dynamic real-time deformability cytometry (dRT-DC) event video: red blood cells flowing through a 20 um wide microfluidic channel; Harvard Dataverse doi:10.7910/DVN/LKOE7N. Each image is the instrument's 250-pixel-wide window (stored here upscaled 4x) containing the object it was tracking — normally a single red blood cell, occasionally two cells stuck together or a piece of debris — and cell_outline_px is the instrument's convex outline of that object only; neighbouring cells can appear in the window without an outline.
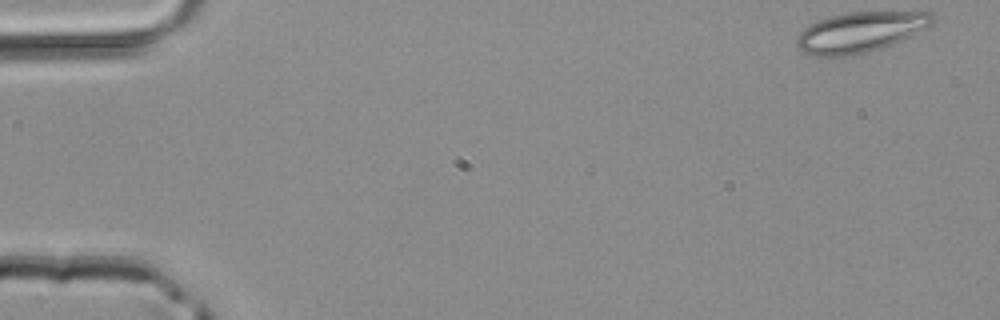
{"species": "common noctule bat (a hibernating species)", "species_latin": "Nyctalus noctula", "temperature_condition": "room temperature", "stored_images_in_passage": 45, "camera_frame_rate_fps": 3000, "um_per_image_px": 0.085, "animal": {"sex": "male", "body_mass_g": 20.4}, "frame": {"image": 1, "passage_image": 1, "time_ms": 0.0, "image_size_px": [1000, 320], "cell_outline_px": [[936, 24], [904, 40], [884, 48], [848, 56], [816, 56], [800, 52], [796, 44], [796, 36], [808, 24], [816, 20], [848, 12], [932, 12], [936, 16]], "centroid_in_image_um": [73.16, 2.73], "position_along_channel_um": 11.8, "area_um2": 32.6}}
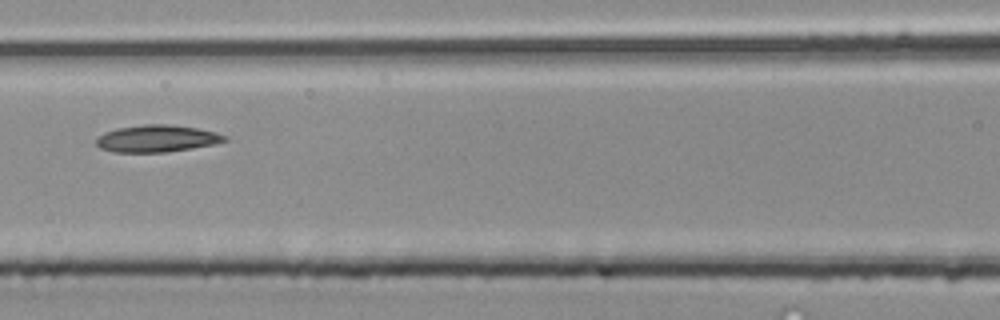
{"frame": {"image": 2, "passage_image": 20, "time_ms": 6.333, "image_size_px": [1000, 320], "cell_outline_px": [[228, 140], [216, 144], [192, 148], [164, 152], [112, 152], [100, 148], [96, 144], [96, 136], [104, 132], [116, 128], [144, 124], [172, 124], [196, 128], [216, 132], [228, 136]], "centroid_in_image_um": [13.33, 11.77], "position_along_channel_um": 153.3, "area_um2": 20.46}}
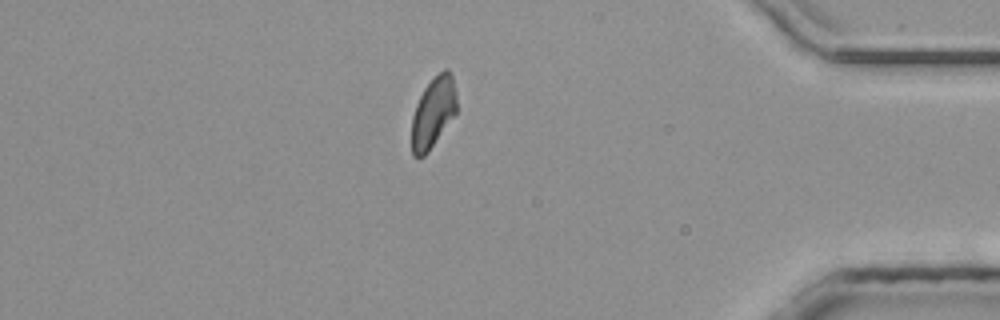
{"frame": {"image": 3, "passage_image": 39, "time_ms": 12.667, "image_size_px": [1000, 320], "cell_outline_px": [[456, 112], [428, 152], [424, 156], [412, 156], [412, 116], [416, 104], [424, 88], [444, 68], [448, 68], [452, 76], [456, 92]], "centroid_in_image_um": [36.81, 9.55], "position_along_channel_um": 398.4, "area_um2": 18.21}}